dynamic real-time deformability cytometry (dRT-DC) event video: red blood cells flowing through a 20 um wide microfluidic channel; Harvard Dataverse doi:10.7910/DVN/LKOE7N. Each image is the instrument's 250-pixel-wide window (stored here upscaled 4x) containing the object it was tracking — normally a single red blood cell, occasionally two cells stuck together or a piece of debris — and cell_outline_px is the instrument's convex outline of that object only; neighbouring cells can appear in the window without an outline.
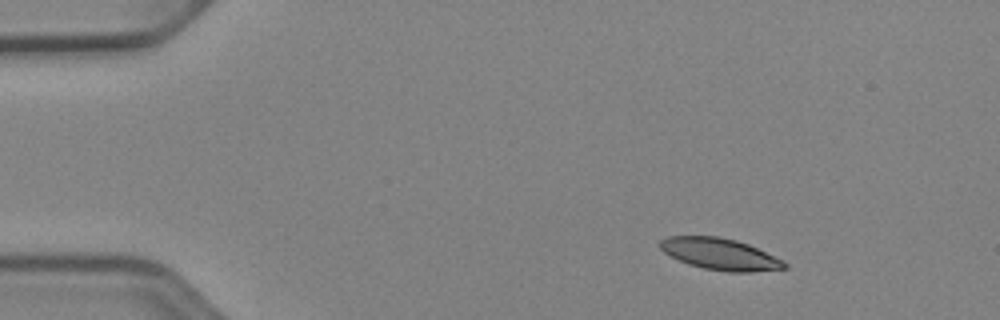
{"species": "Egyptian fruit bat (a non-hibernating species)", "species_latin": "Rousettus aegyptiacus", "temperature_condition": "cold", "stored_images_in_passage": 45, "camera_frame_rate_fps": 3000, "um_per_image_px": 0.085, "animal": {"sex": "female"}, "frame": {"image": 1, "passage_image": 1, "time_ms": 0.0, "image_size_px": [1000, 320], "cell_outline_px": [[788, 268], [752, 272], [728, 272], [704, 268], [688, 264], [664, 252], [660, 248], [660, 240], [668, 236], [720, 236], [736, 240], [748, 244], [784, 260], [788, 264]], "centroid_in_image_um": [61.24, 21.59], "position_along_channel_um": 23.8, "area_um2": 22.89}}
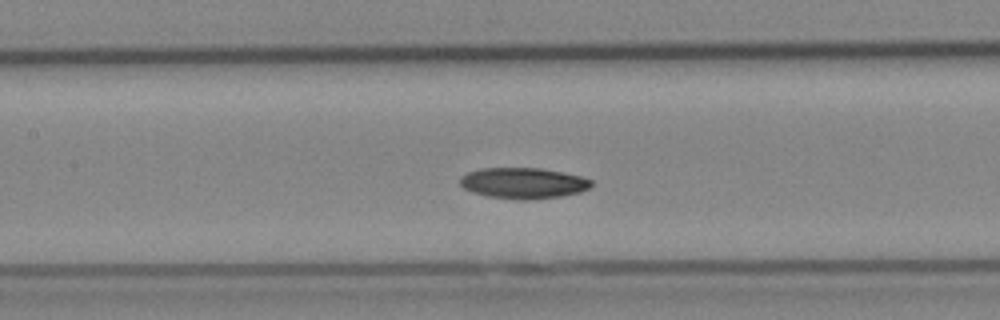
{"frame": {"image": 2, "passage_image": 18, "time_ms": 5.667, "image_size_px": [1000, 320], "cell_outline_px": [[592, 184], [588, 188], [580, 192], [560, 196], [532, 200], [520, 200], [488, 196], [472, 192], [464, 188], [460, 184], [460, 176], [468, 172], [480, 168], [540, 168], [564, 172], [580, 176], [592, 180]], "centroid_in_image_um": [44.47, 15.56], "position_along_channel_um": 162.9, "area_um2": 23.7}}
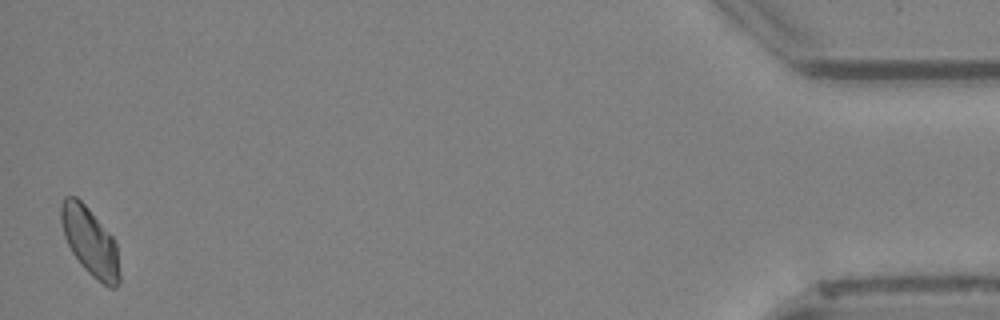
{"frame": {"image": 3, "passage_image": 45, "time_ms": 14.667, "image_size_px": [1000, 320], "cell_outline_px": [[120, 280], [116, 288], [108, 288], [96, 280], [80, 264], [72, 252], [64, 236], [60, 220], [60, 204], [64, 196], [76, 196], [88, 208], [112, 236], [116, 244], [120, 276]], "centroid_in_image_um": [7.64, 20.55], "position_along_channel_um": 427.6, "area_um2": 23.29}, "authors_computed_cell_mechanics": {"area_um2": 23.12, "velocity_mm_per_s": 3.9146, "shape_relaxation_time_tau1_ms": 8.751, "shape_relaxation_time_tau2_ms": null, "deformation_change_tau1": 0.1408, "deformation_change_tau2": null}}